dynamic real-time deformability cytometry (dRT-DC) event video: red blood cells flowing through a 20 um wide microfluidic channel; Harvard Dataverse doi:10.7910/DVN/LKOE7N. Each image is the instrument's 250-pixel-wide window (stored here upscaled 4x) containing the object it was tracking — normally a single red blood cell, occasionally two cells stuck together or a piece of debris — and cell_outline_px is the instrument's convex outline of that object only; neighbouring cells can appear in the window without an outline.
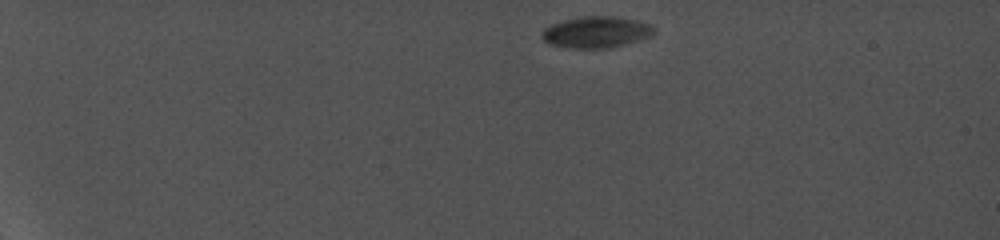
{"species": "common noctule bat (a hibernating species)", "species_latin": "Nyctalus noctula", "temperature_condition": "cold", "stored_images_in_passage": 40, "camera_frame_rate_fps": 5000, "um_per_image_px": 0.085, "animal": {"sex": "female", "body_mass_g": 19.0, "forearm_length_mm": 56.7}, "frame": {"image": 1, "passage_image": 1, "time_ms": 0.0, "image_size_px": [1000, 240], "cell_outline_px": [[656, 32], [648, 36], [612, 48], [572, 48], [548, 44], [540, 36], [540, 32], [544, 28], [552, 24], [564, 20], [580, 16], [612, 16], [636, 20], [652, 24], [656, 28]], "centroid_in_image_um": [50.65, 2.72], "position_along_channel_um": 34.3, "area_um2": 20.58}}
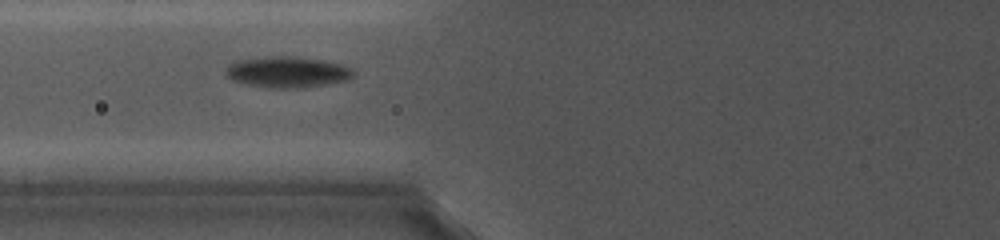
{"frame": {"image": 2, "passage_image": 15, "time_ms": 4.8, "image_size_px": [1000, 240], "cell_outline_px": [[356, 72], [348, 80], [328, 84], [300, 88], [268, 88], [248, 84], [232, 80], [224, 72], [224, 68], [228, 64], [236, 60], [268, 56], [296, 56], [344, 64], [352, 68]], "centroid_in_image_um": [24.42, 6.12], "position_along_channel_um": 101.4, "area_um2": 23.41}}
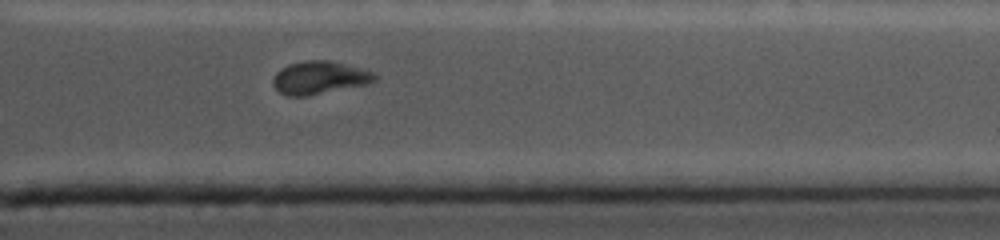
{"frame": {"image": 3, "passage_image": 37, "time_ms": 12.2, "image_size_px": [1000, 240], "cell_outline_px": [[376, 80], [368, 84], [308, 96], [288, 96], [280, 92], [272, 84], [272, 80], [276, 72], [280, 68], [288, 64], [304, 60], [332, 60], [376, 72]], "centroid_in_image_um": [27.16, 6.59], "position_along_channel_um": 384.2, "area_um2": 19.83}}